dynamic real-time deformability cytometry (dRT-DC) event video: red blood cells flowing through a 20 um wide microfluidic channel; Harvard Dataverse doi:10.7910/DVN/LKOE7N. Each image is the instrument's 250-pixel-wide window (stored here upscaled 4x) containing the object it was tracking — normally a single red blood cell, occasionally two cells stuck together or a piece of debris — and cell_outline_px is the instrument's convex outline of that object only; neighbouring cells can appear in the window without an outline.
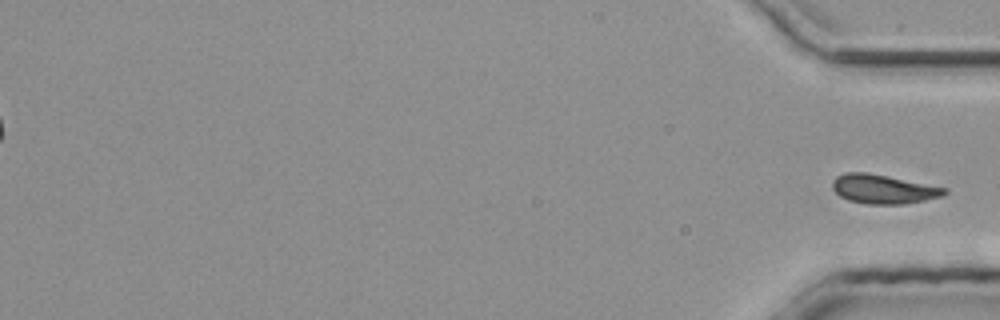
{"species": "common noctule bat (a hibernating species)", "species_latin": "Nyctalus noctula", "temperature_condition": "room temperature", "stored_images_in_passage": 28, "segment_of_instrument_passage": [2, 2], "camera_frame_rate_fps": 3000, "um_per_image_px": 0.085, "animal": {"sex": "male", "body_mass_g": 20.4}, "frame": {"image": 1, "passage_image": 28, "time_ms": 9.0, "image_size_px": [1000, 320], "cell_outline_px": [[948, 192], [940, 196], [924, 200], [904, 204], [864, 204], [848, 200], [840, 196], [832, 188], [832, 180], [836, 176], [844, 172], [864, 172], [948, 188]], "centroid_in_image_um": [75.03, 16.08], "position_along_channel_um": 360.2, "area_um2": 18.84}}